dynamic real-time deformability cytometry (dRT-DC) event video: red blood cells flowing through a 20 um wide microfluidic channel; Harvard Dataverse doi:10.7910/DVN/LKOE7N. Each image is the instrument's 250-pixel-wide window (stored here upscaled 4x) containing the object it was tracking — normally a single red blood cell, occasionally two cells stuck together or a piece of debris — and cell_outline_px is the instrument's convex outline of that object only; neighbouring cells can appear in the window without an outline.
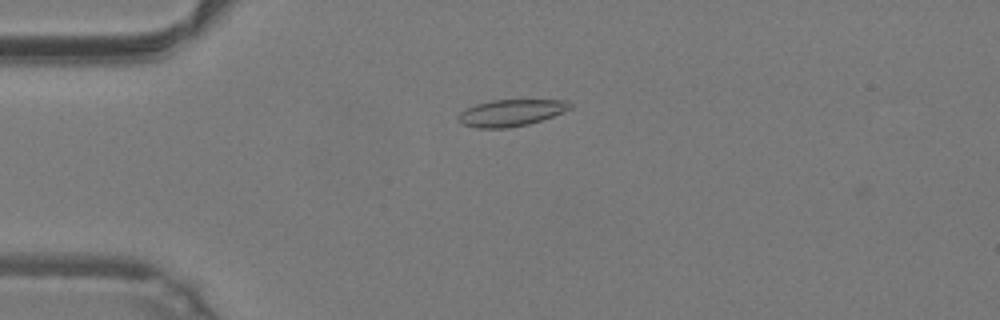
{"species": "common noctule bat (a hibernating species)", "species_latin": "Nyctalus noctula", "temperature_condition": "warm", "stored_images_in_passage": 42, "camera_frame_rate_fps": 3000, "um_per_image_px": 0.085, "animal": {"sex": "male", "body_mass_g": 19.2, "forearm_length_mm": 51.8}, "frame": {"image": 1, "passage_image": 6, "time_ms": 1.667, "image_size_px": [1000, 320], "cell_outline_px": [[572, 108], [564, 112], [528, 124], [508, 128], [476, 128], [464, 124], [456, 120], [456, 116], [460, 112], [476, 104], [492, 100], [568, 100], [572, 104]], "centroid_in_image_um": [43.43, 9.59], "position_along_channel_um": 41.6, "area_um2": 17.4}}
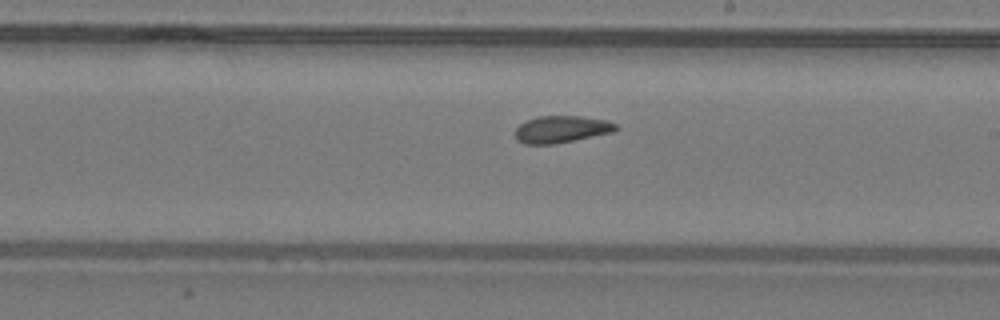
{"frame": {"image": 2, "passage_image": 22, "time_ms": 7.0, "image_size_px": [1000, 320], "cell_outline_px": [[620, 128], [616, 132], [556, 144], [524, 144], [516, 140], [512, 132], [524, 120], [540, 116], [580, 116], [604, 120], [616, 124]], "centroid_in_image_um": [47.7, 11.0], "position_along_channel_um": 241.3, "area_um2": 16.24}}
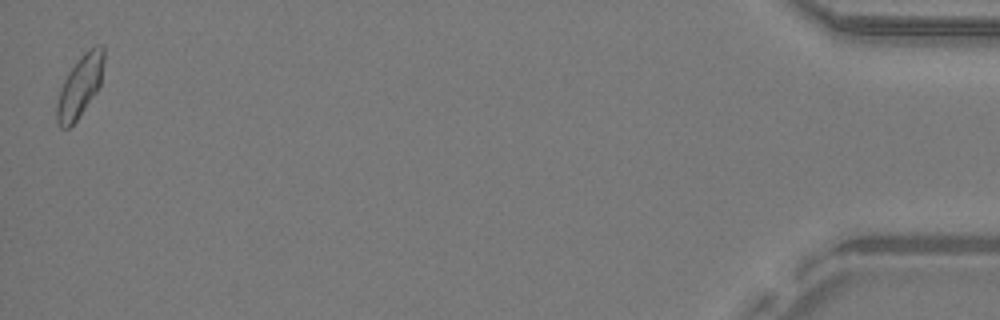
{"frame": {"image": 3, "passage_image": 42, "time_ms": 13.667, "image_size_px": [1000, 320], "cell_outline_px": [[104, 60], [100, 84], [96, 92], [76, 120], [68, 128], [60, 128], [56, 120], [56, 104], [64, 80], [68, 72], [80, 56], [88, 48], [100, 44], [104, 44]], "centroid_in_image_um": [6.8, 7.29], "position_along_channel_um": 428.4, "area_um2": 16.76}, "authors_computed_cell_mechanics": {"area_um2": 16.1551, "velocity_mm_per_s": 4.2537, "shape_relaxation_time_tau1_ms": 6.5418, "shape_relaxation_time_tau2_ms": 1.9601, "deformation_change_tau1": 0.1203, "deformation_change_tau2": 0.0676}}